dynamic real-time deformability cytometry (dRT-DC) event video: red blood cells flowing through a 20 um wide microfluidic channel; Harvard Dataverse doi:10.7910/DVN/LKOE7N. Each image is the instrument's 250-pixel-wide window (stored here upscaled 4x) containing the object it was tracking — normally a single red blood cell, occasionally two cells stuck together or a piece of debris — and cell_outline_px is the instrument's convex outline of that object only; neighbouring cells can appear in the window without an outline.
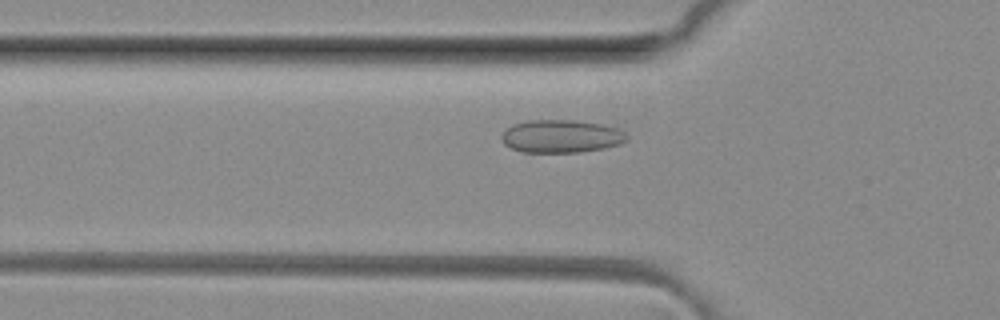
{"species": "common noctule bat (a hibernating species)", "species_latin": "Nyctalus noctula", "temperature_condition": "room temperature", "stored_images_in_passage": 37, "camera_frame_rate_fps": 3000, "um_per_image_px": 0.085, "animal": {"sex": "female", "body_mass_g": 29.2, "forearm_length_mm": 56.3}, "frame": {"image": 1, "passage_image": 8, "time_ms": 2.333, "image_size_px": [1000, 320], "cell_outline_px": [[628, 140], [620, 144], [604, 148], [580, 152], [520, 152], [504, 144], [500, 140], [500, 136], [512, 124], [528, 120], [576, 120], [604, 124], [616, 128], [624, 132], [628, 136]], "centroid_in_image_um": [47.7, 11.58], "position_along_channel_um": 78.1, "area_um2": 24.22}}
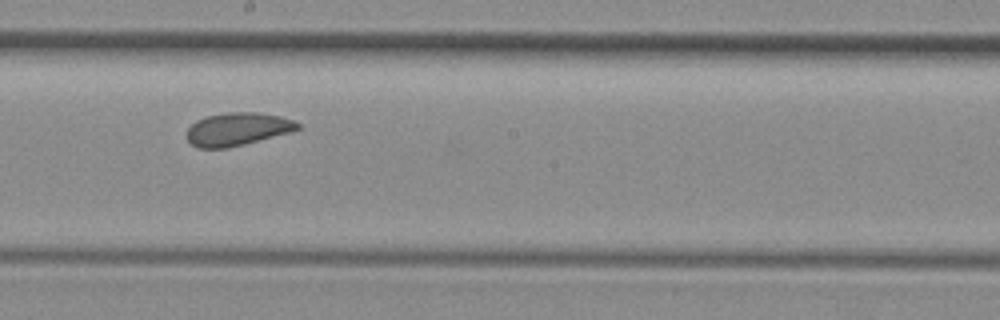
{"frame": {"image": 2, "passage_image": 19, "time_ms": 6.0, "image_size_px": [1000, 320], "cell_outline_px": [[300, 128], [292, 132], [228, 148], [200, 148], [192, 144], [188, 140], [188, 128], [196, 120], [208, 116], [228, 112], [256, 112], [280, 116], [292, 120], [300, 124]], "centroid_in_image_um": [20.21, 10.97], "position_along_channel_um": 228.0, "area_um2": 21.15}}
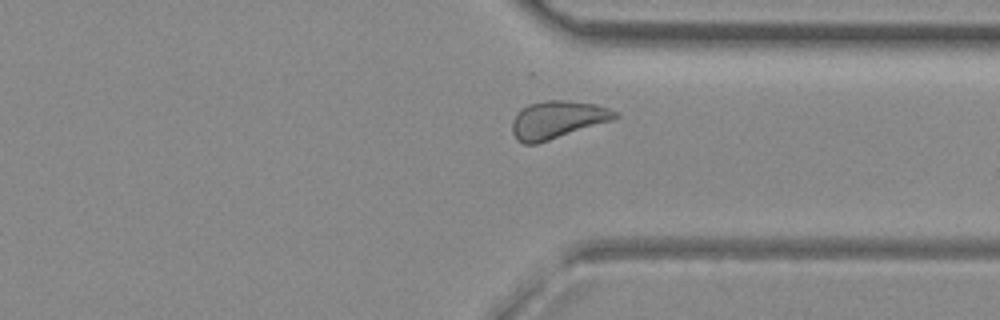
{"frame": {"image": 3, "passage_image": 29, "time_ms": 9.333, "image_size_px": [1000, 320], "cell_outline_px": [[620, 116], [616, 120], [536, 144], [524, 144], [516, 140], [512, 132], [512, 124], [516, 116], [528, 104], [544, 100], [568, 100], [596, 104], [620, 112]], "centroid_in_image_um": [47.46, 10.18], "position_along_channel_um": 363.9, "area_um2": 22.83}, "authors_computed_cell_mechanics": {"area_um2": 21.9062, "velocity_mm_per_s": 4.0728, "shape_relaxation_time_tau1_ms": null, "shape_relaxation_time_tau2_ms": 1.0579, "deformation_change_tau1": null, "deformation_change_tau2": 0.048}}